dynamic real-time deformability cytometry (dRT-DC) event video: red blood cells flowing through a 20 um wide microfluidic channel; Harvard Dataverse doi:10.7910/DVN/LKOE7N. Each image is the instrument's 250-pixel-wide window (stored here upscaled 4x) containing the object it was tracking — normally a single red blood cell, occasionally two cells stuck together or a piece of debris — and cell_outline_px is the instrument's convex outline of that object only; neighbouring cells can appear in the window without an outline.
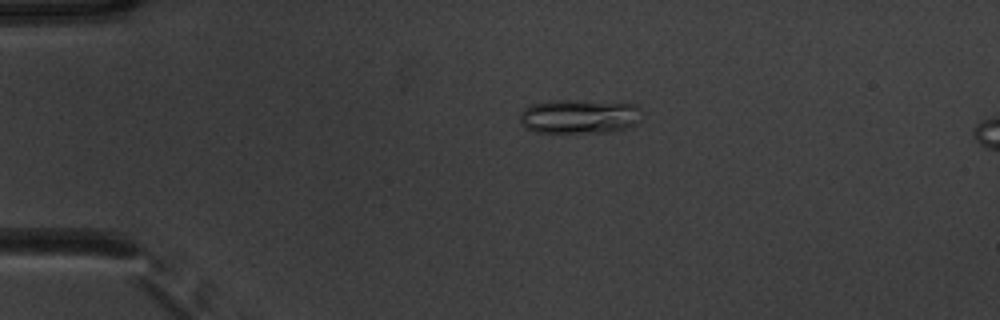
{"species": "common noctule bat (a hibernating species)", "species_latin": "Nyctalus noctula", "temperature_condition": "warm", "stored_images_in_passage": 17, "camera_frame_rate_fps": 3000, "um_per_image_px": 0.085, "animal": {"sex": "male", "body_mass_g": 20.1, "forearm_length_mm": 53.5}, "frame": {"image": 1, "passage_image": 12, "time_ms": 3.667, "image_size_px": [1000, 320], "cell_outline_px": [[640, 120], [636, 124], [628, 128], [612, 132], [536, 132], [524, 128], [520, 124], [520, 116], [524, 108], [532, 104], [548, 100], [568, 100], [636, 104]], "centroid_in_image_um": [49.19, 9.91], "position_along_channel_um": 35.8, "area_um2": 24.28}}